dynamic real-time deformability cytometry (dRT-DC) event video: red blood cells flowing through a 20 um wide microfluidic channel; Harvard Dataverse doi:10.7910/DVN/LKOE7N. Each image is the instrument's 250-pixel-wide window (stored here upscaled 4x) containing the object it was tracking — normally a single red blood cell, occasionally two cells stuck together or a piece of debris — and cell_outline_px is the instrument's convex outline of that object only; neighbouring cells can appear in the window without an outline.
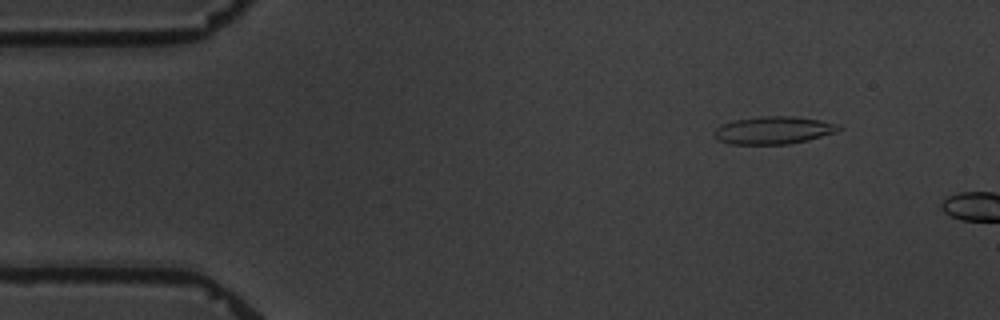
{"species": "common noctule bat (a hibernating species)", "species_latin": "Nyctalus noctula", "temperature_condition": "warm", "stored_images_in_passage": 5, "segment_of_instrument_passage": [2, 2], "camera_frame_rate_fps": 3000, "um_per_image_px": 0.085, "animal": {"sex": "male", "body_mass_g": 19.5, "forearm_length_mm": 54.6}, "frame": {"image": 1, "passage_image": 5, "time_ms": 4.667, "image_size_px": [1000, 320], "cell_outline_px": [[840, 128], [836, 132], [808, 140], [788, 144], [732, 144], [716, 140], [712, 132], [720, 124], [736, 120], [764, 116], [792, 116], [820, 120], [840, 124]], "centroid_in_image_um": [65.72, 11.07], "position_along_channel_um": 19.3, "area_um2": 20.06}}